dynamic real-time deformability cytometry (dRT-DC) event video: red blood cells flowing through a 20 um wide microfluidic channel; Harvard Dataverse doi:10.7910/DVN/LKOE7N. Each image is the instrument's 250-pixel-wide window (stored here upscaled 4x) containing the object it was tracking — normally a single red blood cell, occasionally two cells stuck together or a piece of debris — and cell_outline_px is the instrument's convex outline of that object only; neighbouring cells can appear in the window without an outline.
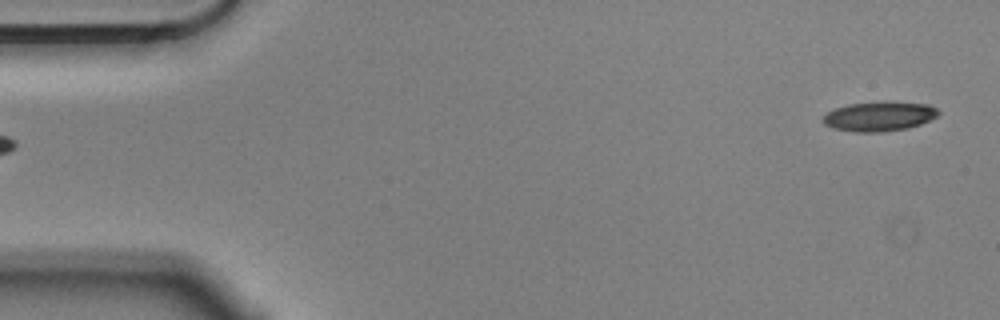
{"species": "Egyptian fruit bat (a non-hibernating species)", "species_latin": "Rousettus aegyptiacus", "temperature_condition": "cold", "stored_images_in_passage": 54, "camera_frame_rate_fps": 3000, "um_per_image_px": 0.085, "animal": {"sex": "male"}, "frame": {"image": 1, "passage_image": 1, "time_ms": 0.0, "image_size_px": [1000, 320], "cell_outline_px": [[940, 112], [936, 116], [920, 124], [908, 128], [884, 132], [852, 132], [832, 128], [824, 124], [820, 120], [828, 112], [836, 108], [848, 104], [928, 104], [936, 108]], "centroid_in_image_um": [74.67, 9.95], "position_along_channel_um": 10.3, "area_um2": 19.07}}
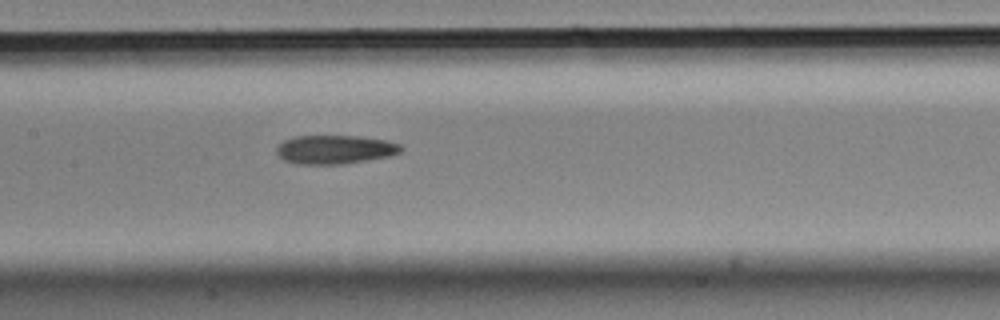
{"frame": {"image": 2, "passage_image": 25, "time_ms": 8.0, "image_size_px": [1000, 320], "cell_outline_px": [[404, 148], [400, 152], [388, 156], [340, 164], [296, 164], [284, 160], [276, 152], [276, 148], [284, 140], [296, 136], [356, 136], [384, 140], [400, 144]], "centroid_in_image_um": [28.44, 12.7], "position_along_channel_um": 179.0, "area_um2": 20.58}}
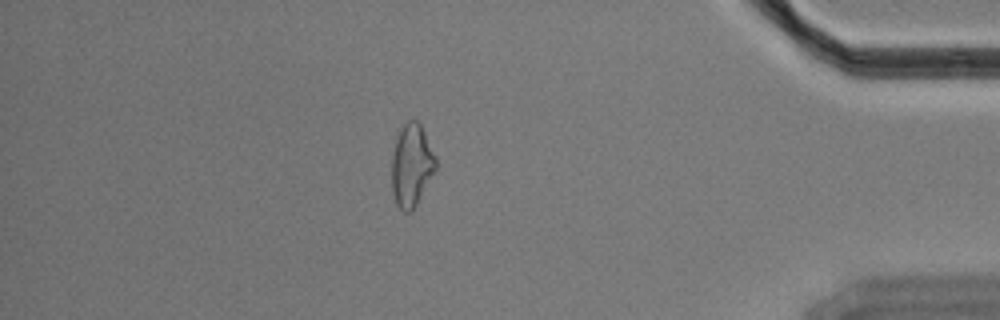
{"frame": {"image": 3, "passage_image": 47, "time_ms": 15.333, "image_size_px": [1000, 320], "cell_outline_px": [[436, 168], [412, 212], [404, 212], [396, 204], [392, 192], [392, 156], [396, 140], [400, 128], [408, 120], [416, 120], [420, 124], [436, 156]], "centroid_in_image_um": [34.97, 14.06], "position_along_channel_um": 400.2, "area_um2": 20.98}, "authors_computed_cell_mechanics": {"area_um2": 20.8947, "velocity_mm_per_s": 3.5693, "shape_relaxation_time_tau1_ms": 7.919, "shape_relaxation_time_tau2_ms": 5.3378, "deformation_change_tau1": 0.1856, "deformation_change_tau2": 0.1576}}